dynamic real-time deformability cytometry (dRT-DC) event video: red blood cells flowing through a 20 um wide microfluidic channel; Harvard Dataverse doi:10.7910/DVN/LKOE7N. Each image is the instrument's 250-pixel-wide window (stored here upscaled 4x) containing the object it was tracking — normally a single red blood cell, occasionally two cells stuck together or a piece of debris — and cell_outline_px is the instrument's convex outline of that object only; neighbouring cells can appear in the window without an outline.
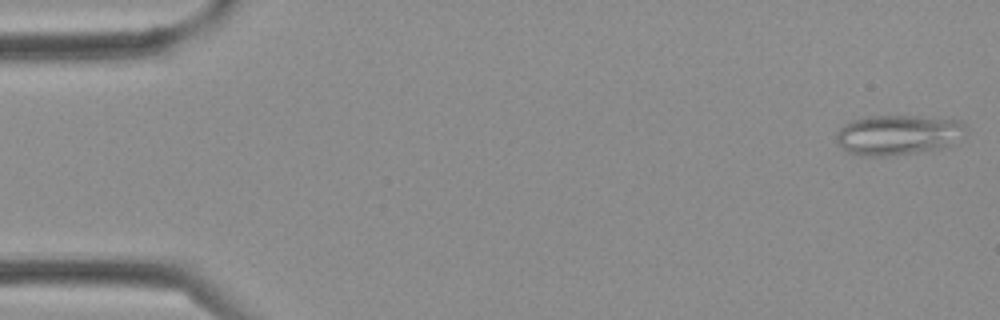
{"species": "Egyptian fruit bat (a non-hibernating species)", "species_latin": "Rousettus aegyptiacus", "temperature_condition": "cold", "stored_images_in_passage": 3, "camera_frame_rate_fps": 3000, "um_per_image_px": 0.085, "frame": {"image": 1, "passage_image": 1, "time_ms": 0.0, "image_size_px": [1000, 320], "cell_outline_px": [[968, 132], [964, 136], [952, 144], [944, 148], [916, 152], [884, 156], [860, 156], [848, 152], [836, 140], [836, 132], [844, 124], [852, 120], [868, 116], [916, 116], [960, 120], [968, 128]], "centroid_in_image_um": [76.38, 11.46], "position_along_channel_um": 8.6, "area_um2": 30.46}}